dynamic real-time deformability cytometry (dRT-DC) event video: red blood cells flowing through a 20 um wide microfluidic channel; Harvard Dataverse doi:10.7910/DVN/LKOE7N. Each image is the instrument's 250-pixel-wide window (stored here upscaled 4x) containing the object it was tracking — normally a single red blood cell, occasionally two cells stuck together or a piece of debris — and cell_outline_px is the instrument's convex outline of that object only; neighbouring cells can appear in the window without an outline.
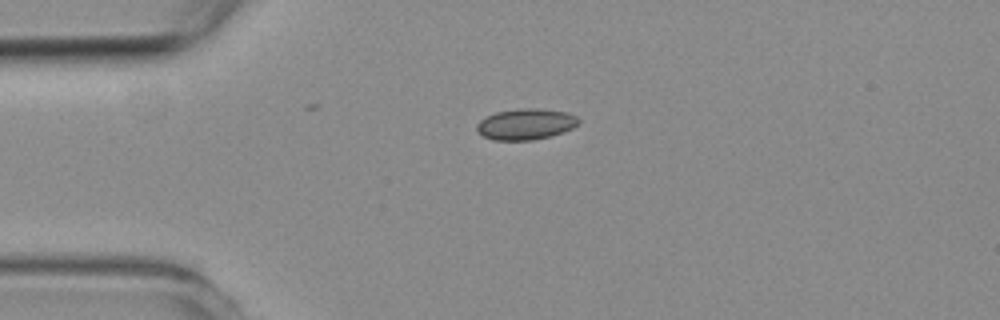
{"species": "common noctule bat (a hibernating species)", "species_latin": "Nyctalus noctula", "temperature_condition": "room temperature", "stored_images_in_passage": 4, "camera_frame_rate_fps": 3000, "um_per_image_px": 0.085, "animal": {"sex": "female", "body_mass_g": 19.3, "forearm_length_mm": 54.1}, "frame": {"image": 1, "passage_image": 1, "time_ms": 0.0, "image_size_px": [1000, 320], "cell_outline_px": [[580, 120], [572, 128], [564, 132], [532, 140], [492, 140], [476, 132], [476, 124], [480, 120], [496, 112], [520, 108], [536, 108], [568, 112], [576, 116]], "centroid_in_image_um": [44.67, 10.55], "position_along_channel_um": 40.3, "area_um2": 18.38}}
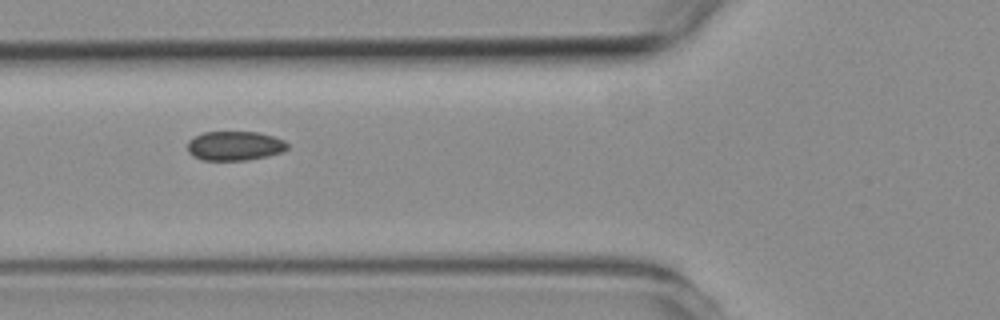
{"frame": {"image": 2, "passage_image": 3, "time_ms": 2.333, "image_size_px": [1000, 320], "cell_outline_px": [[288, 148], [284, 152], [268, 156], [248, 160], [204, 160], [192, 156], [188, 152], [188, 140], [204, 132], [260, 132], [284, 140], [288, 144]], "centroid_in_image_um": [19.97, 12.4], "position_along_channel_um": 105.8, "area_um2": 17.17}}
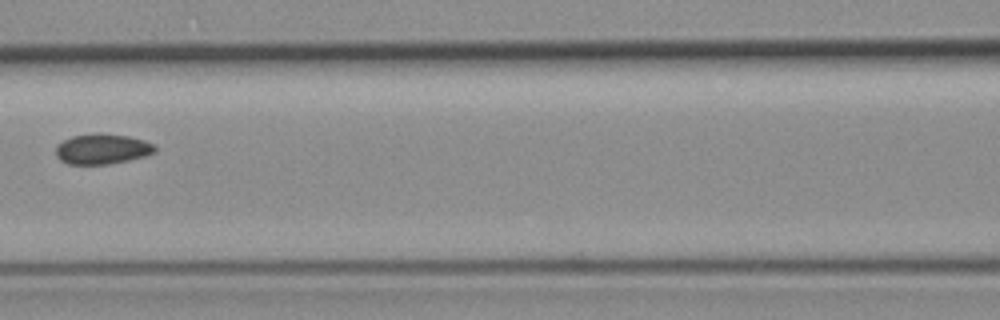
{"frame": {"image": 3, "passage_image": 4, "time_ms": 3.667, "image_size_px": [1000, 320], "cell_outline_px": [[156, 152], [144, 156], [128, 160], [108, 164], [68, 164], [60, 160], [56, 156], [56, 144], [72, 136], [100, 132], [128, 136], [144, 140], [152, 144], [156, 148]], "centroid_in_image_um": [8.66, 12.65], "position_along_channel_um": 157.9, "area_um2": 17.57}}